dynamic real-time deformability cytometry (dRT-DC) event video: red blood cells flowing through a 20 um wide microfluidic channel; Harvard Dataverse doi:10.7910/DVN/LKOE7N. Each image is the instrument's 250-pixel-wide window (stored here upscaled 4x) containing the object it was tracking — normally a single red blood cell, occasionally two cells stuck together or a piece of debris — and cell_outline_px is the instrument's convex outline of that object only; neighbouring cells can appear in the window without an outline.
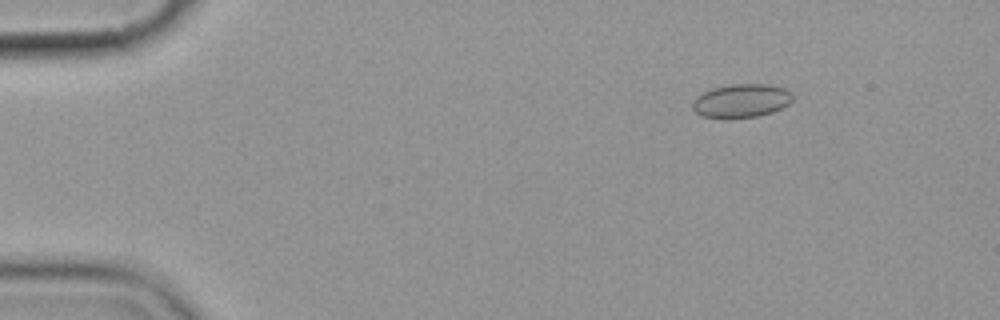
{"species": "common noctule bat (a hibernating species)", "species_latin": "Nyctalus noctula", "temperature_condition": "cold", "stored_images_in_passage": 4, "camera_frame_rate_fps": 3000, "um_per_image_px": 0.085, "animal": {"sex": "female", "body_mass_g": 19.9}, "frame": {"image": 1, "passage_image": 1, "time_ms": 0.0, "image_size_px": [1000, 320], "cell_outline_px": [[792, 100], [788, 104], [772, 112], [756, 116], [724, 120], [700, 116], [692, 108], [692, 100], [696, 96], [712, 88], [732, 84], [768, 84], [784, 88], [792, 96]], "centroid_in_image_um": [62.94, 8.59], "position_along_channel_um": 22.1, "area_um2": 19.83}}
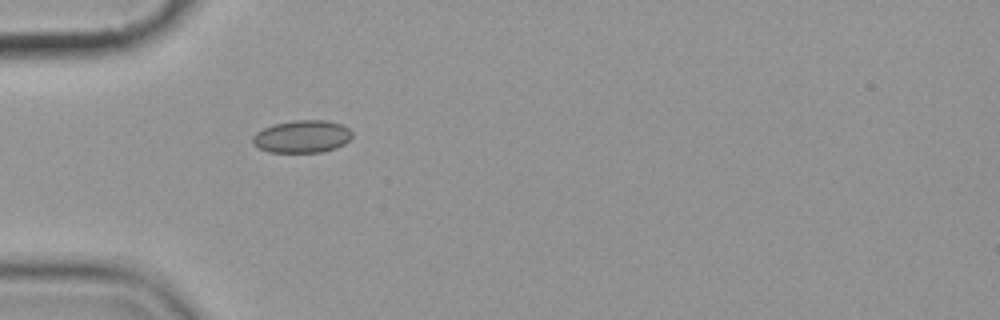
{"frame": {"image": 2, "passage_image": 4, "time_ms": 3.333, "image_size_px": [1000, 320], "cell_outline_px": [[352, 136], [344, 144], [336, 148], [324, 152], [268, 152], [252, 144], [252, 136], [256, 132], [272, 124], [296, 120], [328, 120], [340, 124], [348, 128], [352, 132]], "centroid_in_image_um": [25.66, 11.6], "position_along_channel_um": 59.3, "area_um2": 18.96}}